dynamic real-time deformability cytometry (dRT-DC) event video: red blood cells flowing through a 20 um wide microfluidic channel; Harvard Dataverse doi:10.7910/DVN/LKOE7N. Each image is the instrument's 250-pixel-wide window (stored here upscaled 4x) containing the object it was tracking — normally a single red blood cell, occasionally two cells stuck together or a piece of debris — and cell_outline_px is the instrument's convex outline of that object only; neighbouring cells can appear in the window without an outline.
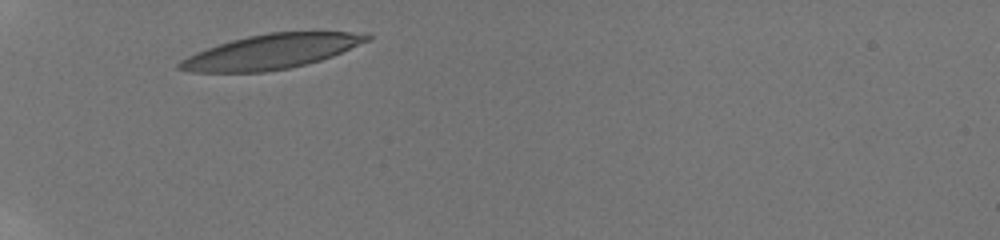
{"species": "human", "species_latin": "Homo sapiens", "temperature_condition": "room temperature", "stored_images_in_passage": 3, "camera_frame_rate_fps": 3000, "um_per_image_px": 0.085, "donor": {"sex": "male"}, "frame": {"image": 1, "passage_image": 1, "time_ms": 0.0, "image_size_px": [1000, 240], "cell_outline_px": [[352, 44], [336, 52], [204, 56], [196, 56], [204, 52], [240, 40], [260, 36], [284, 32], [340, 32], [352, 36]], "centroid_in_image_um": [24.26, 3.76], "position_along_channel_um": 60.7, "area_um2": 17.92}}